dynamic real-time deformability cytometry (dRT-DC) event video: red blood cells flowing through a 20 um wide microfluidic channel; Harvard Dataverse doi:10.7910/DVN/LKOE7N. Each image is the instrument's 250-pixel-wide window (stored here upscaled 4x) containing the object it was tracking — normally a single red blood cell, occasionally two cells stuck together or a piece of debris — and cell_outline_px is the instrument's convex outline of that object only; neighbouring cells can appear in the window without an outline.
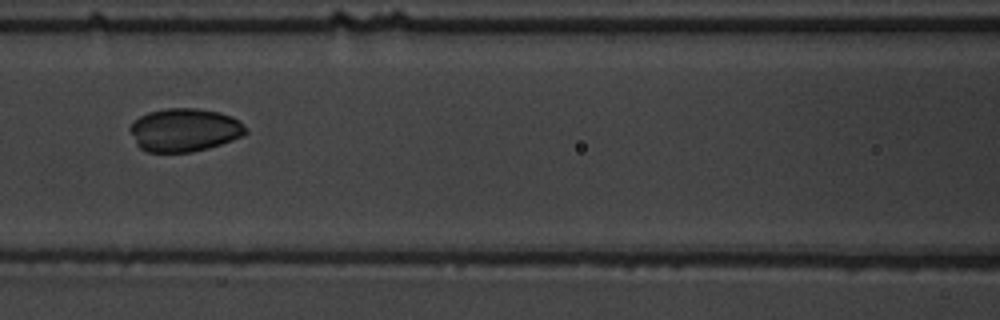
{"species": "common noctule bat (a hibernating species)", "species_latin": "Nyctalus noctula", "temperature_condition": "warm", "stored_images_in_passage": 6, "camera_frame_rate_fps": 3000, "um_per_image_px": 0.085, "animal": {"sex": "male", "body_mass_g": 19.5, "forearm_length_mm": 54.6}, "frame": {"image": 1, "passage_image": 4, "time_ms": 3.333, "image_size_px": [1000, 320], "cell_outline_px": [[248, 132], [244, 136], [208, 148], [192, 152], [148, 152], [140, 148], [136, 144], [128, 128], [140, 116], [148, 112], [164, 108], [196, 108], [220, 112], [232, 116], [240, 120], [248, 128]], "centroid_in_image_um": [15.71, 11.04], "position_along_channel_um": 150.9, "area_um2": 29.42}}
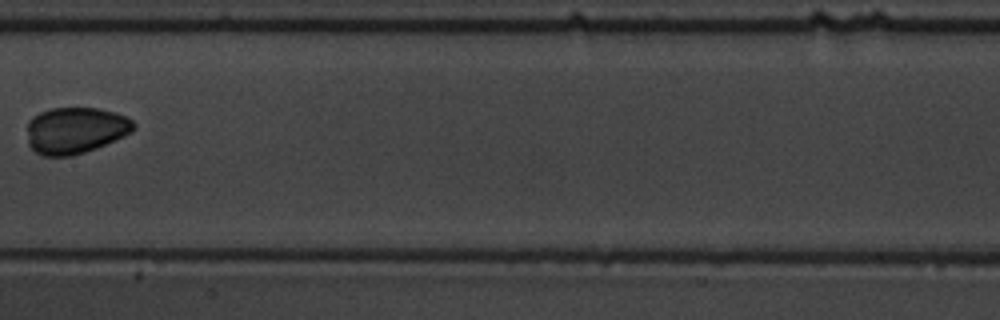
{"frame": {"image": 2, "passage_image": 5, "time_ms": 4.667, "image_size_px": [1000, 320], "cell_outline_px": [[136, 128], [132, 132], [124, 136], [96, 148], [72, 156], [44, 156], [36, 152], [28, 144], [28, 120], [32, 116], [40, 112], [52, 108], [96, 108], [128, 116], [136, 124]], "centroid_in_image_um": [6.42, 11.07], "position_along_channel_um": 201.0, "area_um2": 28.9}}
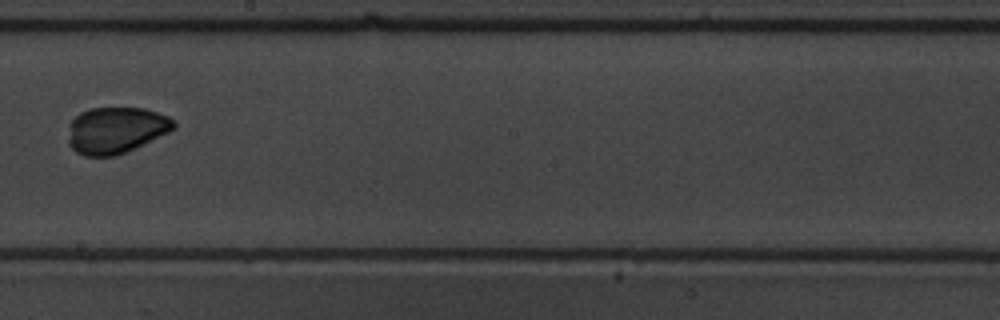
{"frame": {"image": 3, "passage_image": 6, "time_ms": 5.667, "image_size_px": [1000, 320], "cell_outline_px": [[176, 128], [168, 132], [116, 156], [84, 156], [76, 152], [72, 148], [68, 140], [72, 120], [80, 112], [92, 108], [144, 108], [168, 116], [176, 124]], "centroid_in_image_um": [9.85, 11.06], "position_along_channel_um": 238.4, "area_um2": 28.15}}